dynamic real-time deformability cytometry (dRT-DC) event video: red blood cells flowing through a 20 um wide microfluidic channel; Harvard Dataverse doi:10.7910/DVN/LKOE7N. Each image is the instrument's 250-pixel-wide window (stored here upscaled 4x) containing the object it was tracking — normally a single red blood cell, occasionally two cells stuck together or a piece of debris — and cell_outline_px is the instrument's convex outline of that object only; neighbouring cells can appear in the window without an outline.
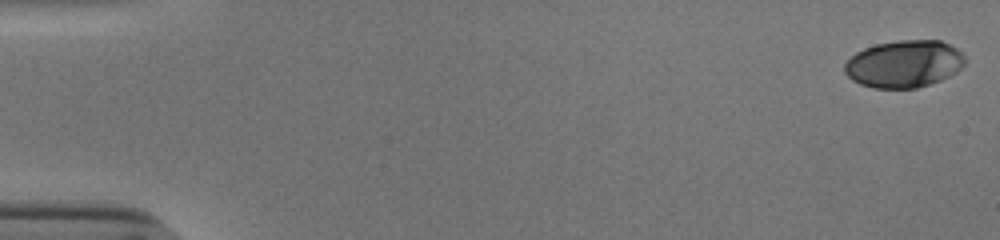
{"species": "human", "species_latin": "Homo sapiens", "temperature_condition": "cold", "stored_images_in_passage": 54, "camera_frame_rate_fps": 3000, "um_per_image_px": 0.085, "donor": {"sex": "male"}, "frame": {"image": 1, "passage_image": 1, "time_ms": 0.0, "image_size_px": [1000, 240], "cell_outline_px": [[964, 64], [956, 72], [940, 80], [916, 88], [872, 88], [860, 84], [852, 80], [844, 72], [844, 64], [856, 52], [864, 48], [876, 44], [900, 40], [940, 40], [956, 48], [964, 56]], "centroid_in_image_um": [76.82, 5.43], "position_along_channel_um": 8.2, "area_um2": 33.0}}
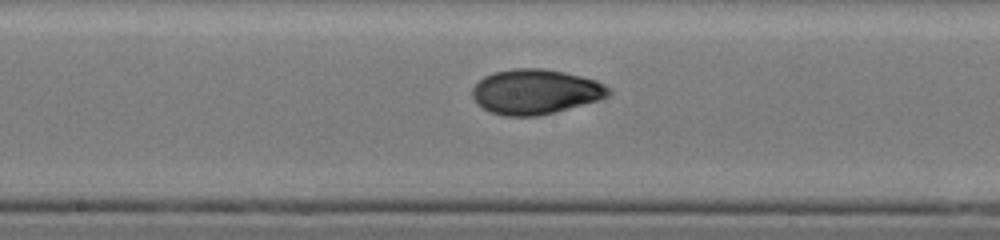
{"frame": {"image": 2, "passage_image": 29, "time_ms": 9.333, "image_size_px": [1000, 240], "cell_outline_px": [[612, 92], [608, 96], [596, 100], [568, 108], [536, 116], [504, 116], [492, 112], [476, 104], [472, 96], [472, 88], [484, 76], [492, 72], [512, 68], [540, 68], [564, 72], [596, 80], [604, 84]], "centroid_in_image_um": [45.47, 7.78], "position_along_channel_um": 202.7, "area_um2": 35.43}}
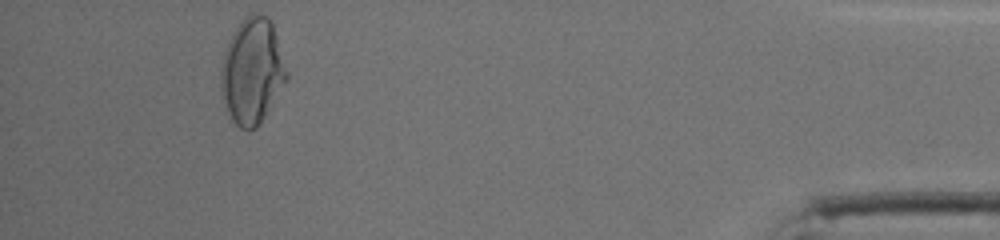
{"frame": {"image": 3, "passage_image": 50, "time_ms": 16.333, "image_size_px": [1000, 240], "cell_outline_px": [[288, 80], [260, 124], [256, 128], [248, 132], [240, 128], [228, 116], [220, 92], [220, 72], [224, 52], [228, 40], [232, 32], [248, 12], [260, 12], [272, 24], [288, 72]], "centroid_in_image_um": [21.41, 6.08], "position_along_channel_um": 413.8, "area_um2": 41.04}, "authors_computed_cell_mechanics": {"area_um2": 34.9112, "velocity_mm_per_s": 3.8525, "shape_relaxation_time_tau1_ms": 6.5576, "shape_relaxation_time_tau2_ms": 1.373, "deformation_change_tau1": 0.2013, "deformation_change_tau2": 0.0456}}